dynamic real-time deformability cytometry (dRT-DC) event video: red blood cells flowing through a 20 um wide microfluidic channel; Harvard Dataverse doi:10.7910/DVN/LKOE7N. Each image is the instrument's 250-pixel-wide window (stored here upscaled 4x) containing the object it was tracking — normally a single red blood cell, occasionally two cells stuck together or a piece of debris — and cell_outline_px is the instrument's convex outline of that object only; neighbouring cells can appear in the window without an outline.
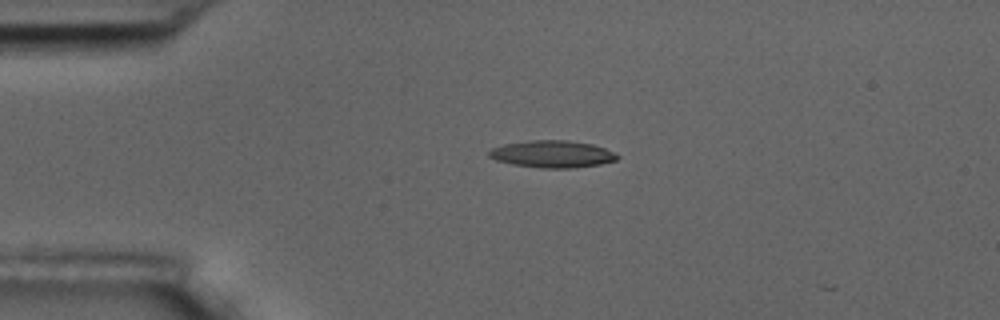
{"species": "common noctule bat (a hibernating species)", "species_latin": "Nyctalus noctula", "temperature_condition": "room temperature", "stored_images_in_passage": 4, "camera_frame_rate_fps": 3000, "um_per_image_px": 0.085, "animal": {"sex": "male", "body_mass_g": 17.5, "forearm_length_mm": 52.3}, "frame": {"image": 1, "passage_image": 1, "time_ms": 0.0, "image_size_px": [1000, 320], "cell_outline_px": [[620, 156], [616, 160], [600, 164], [572, 168], [540, 168], [512, 164], [496, 160], [488, 156], [488, 152], [492, 148], [504, 144], [532, 140], [568, 140], [592, 144], [604, 148]], "centroid_in_image_um": [46.93, 13.09], "position_along_channel_um": 38.1, "area_um2": 20.17}}